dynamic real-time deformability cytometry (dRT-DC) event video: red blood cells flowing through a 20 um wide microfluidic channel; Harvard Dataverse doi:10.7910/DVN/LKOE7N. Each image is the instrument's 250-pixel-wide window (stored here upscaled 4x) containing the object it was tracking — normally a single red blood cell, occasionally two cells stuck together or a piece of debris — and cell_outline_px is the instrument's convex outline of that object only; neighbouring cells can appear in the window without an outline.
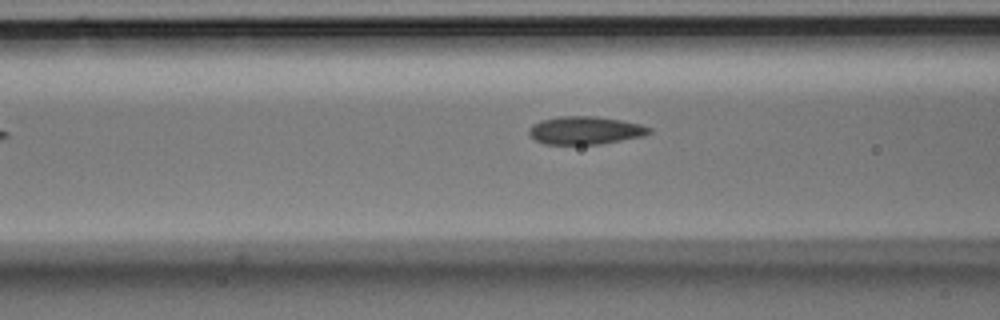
{"species": "Egyptian fruit bat (a non-hibernating species)", "species_latin": "Rousettus aegyptiacus", "temperature_condition": "room temperature", "stored_images_in_passage": 6, "camera_frame_rate_fps": 3000, "um_per_image_px": 0.085, "animal": {"sex": "male"}, "frame": {"image": 1, "passage_image": 6, "time_ms": 1.667, "image_size_px": [1000, 320], "cell_outline_px": [[652, 132], [644, 136], [600, 144], [544, 144], [536, 140], [528, 132], [528, 128], [532, 124], [540, 120], [560, 116], [596, 116], [620, 120], [640, 124], [652, 128]], "centroid_in_image_um": [49.74, 11.08], "position_along_channel_um": 116.9, "area_um2": 19.65}}